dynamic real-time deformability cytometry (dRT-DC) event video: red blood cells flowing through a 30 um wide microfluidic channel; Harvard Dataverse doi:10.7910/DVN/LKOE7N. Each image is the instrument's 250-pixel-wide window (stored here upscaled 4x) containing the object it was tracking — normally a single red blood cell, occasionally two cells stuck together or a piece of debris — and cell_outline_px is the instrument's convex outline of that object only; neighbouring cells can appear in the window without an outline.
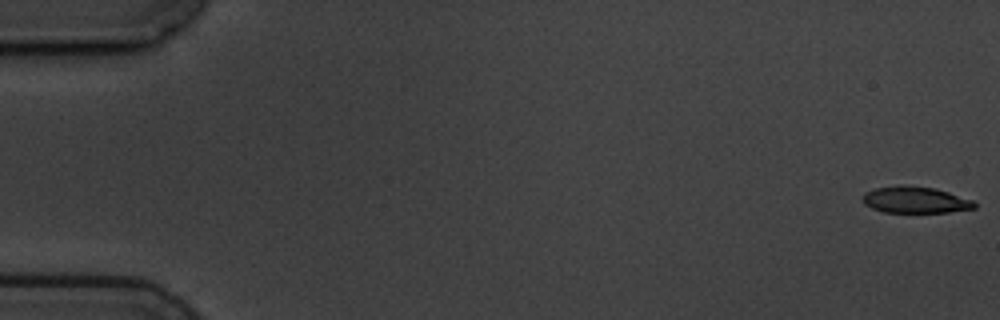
{"species": "common noctule bat (a hibernating species)", "species_latin": "Nyctalus noctula", "temperature_condition": "cold", "stored_images_in_passage": 8, "camera_frame_rate_fps": 3000, "um_per_image_px": 0.085, "animal": {"sex": "male", "body_mass_g": 19.5, "forearm_length_mm": 54.6}, "frame": {"image": 1, "passage_image": 1, "time_ms": 0.0, "image_size_px": [1000, 320], "cell_outline_px": [[976, 208], [948, 212], [884, 212], [872, 208], [864, 204], [864, 192], [876, 188], [904, 184], [936, 188], [972, 200], [976, 204]], "centroid_in_image_um": [77.8, 16.98], "position_along_channel_um": 7.2, "area_um2": 17.22}}
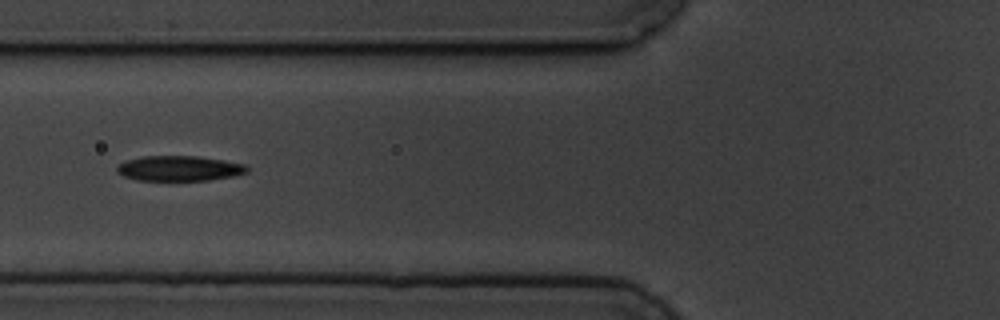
{"frame": {"image": 2, "passage_image": 7, "time_ms": 7.0, "image_size_px": [1000, 320], "cell_outline_px": [[248, 172], [232, 176], [208, 180], [136, 180], [124, 176], [116, 172], [116, 168], [124, 160], [144, 156], [196, 156], [224, 160], [244, 164], [248, 168]], "centroid_in_image_um": [15.21, 14.31], "position_along_channel_um": 110.6, "area_um2": 19.02}}
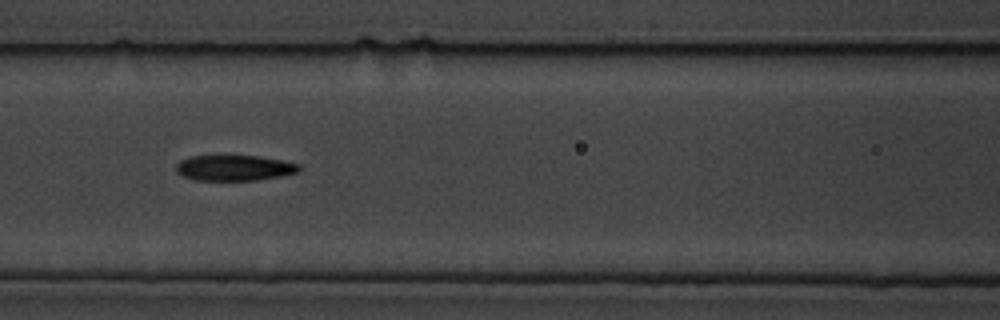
{"frame": {"image": 3, "passage_image": 8, "time_ms": 8.0, "image_size_px": [1000, 320], "cell_outline_px": [[300, 168], [296, 172], [280, 176], [256, 180], [196, 180], [184, 176], [176, 172], [176, 164], [180, 160], [192, 156], [260, 156], [300, 164]], "centroid_in_image_um": [19.89, 14.27], "position_along_channel_um": 146.7, "area_um2": 18.15}}